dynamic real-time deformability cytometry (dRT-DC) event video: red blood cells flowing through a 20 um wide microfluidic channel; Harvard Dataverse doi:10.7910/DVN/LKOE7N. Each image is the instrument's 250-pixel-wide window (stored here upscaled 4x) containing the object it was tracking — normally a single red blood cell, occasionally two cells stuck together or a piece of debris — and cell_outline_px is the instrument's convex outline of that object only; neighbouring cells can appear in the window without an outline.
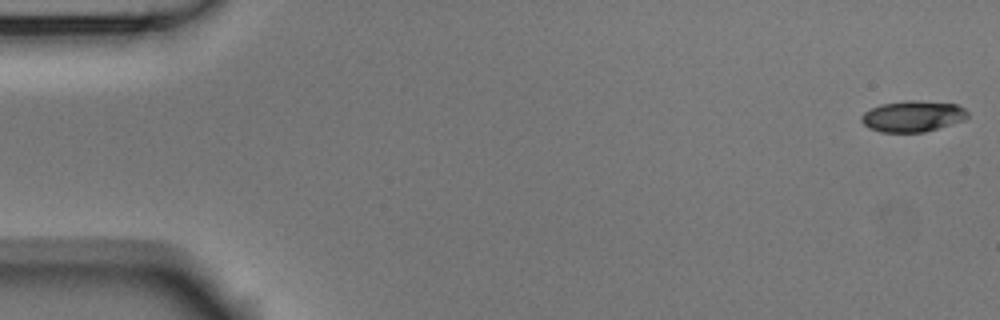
{"species": "Egyptian fruit bat (a non-hibernating species)", "species_latin": "Rousettus aegyptiacus", "temperature_condition": "room temperature", "stored_images_in_passage": 4, "camera_frame_rate_fps": 3000, "um_per_image_px": 0.085, "animal": {"sex": "male"}, "frame": {"image": 1, "passage_image": 1, "time_ms": 0.0, "image_size_px": [1000, 320], "cell_outline_px": [[968, 116], [964, 120], [924, 132], [880, 132], [868, 128], [860, 120], [860, 116], [864, 112], [880, 104], [908, 100], [916, 100], [956, 104], [964, 108], [968, 112]], "centroid_in_image_um": [77.56, 9.88], "position_along_channel_um": 7.4, "area_um2": 19.25}}
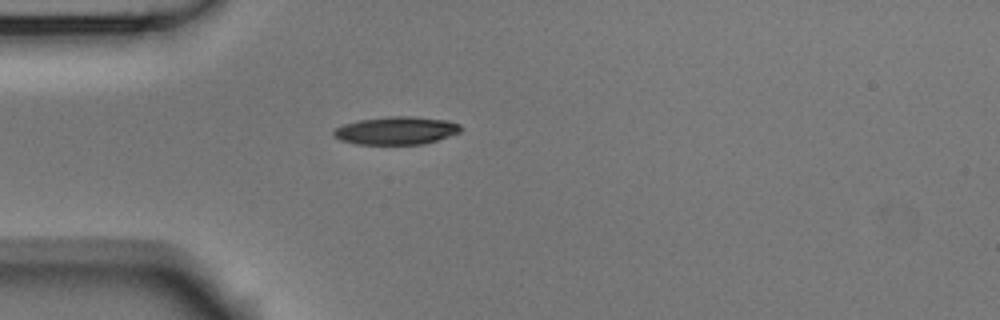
{"frame": {"image": 2, "passage_image": 4, "time_ms": 1.0, "image_size_px": [1000, 320], "cell_outline_px": [[464, 128], [460, 132], [424, 144], [356, 144], [340, 140], [332, 136], [332, 132], [336, 128], [344, 124], [360, 120], [388, 116], [412, 116], [448, 120], [460, 124]], "centroid_in_image_um": [33.69, 11.09], "position_along_channel_um": 51.3, "area_um2": 20.75}}